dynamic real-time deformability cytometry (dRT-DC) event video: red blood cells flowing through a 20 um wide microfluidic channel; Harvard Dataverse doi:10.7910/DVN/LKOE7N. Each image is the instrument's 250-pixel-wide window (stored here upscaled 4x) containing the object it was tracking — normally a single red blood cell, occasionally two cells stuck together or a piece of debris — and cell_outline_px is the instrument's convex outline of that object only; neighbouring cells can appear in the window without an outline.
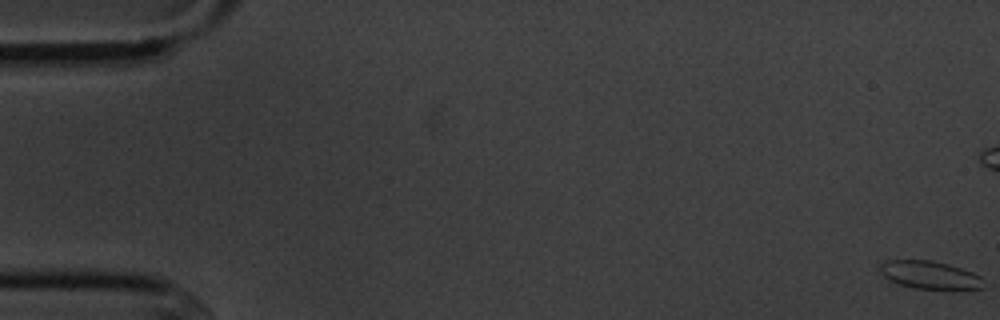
{"species": "common noctule bat (a hibernating species)", "species_latin": "Nyctalus noctula", "temperature_condition": "cold", "stored_images_in_passage": 7, "camera_frame_rate_fps": 3000, "um_per_image_px": 0.085, "animal": {"sex": "male", "body_mass_g": 20.1, "forearm_length_mm": 53.5}, "frame": {"image": 1, "passage_image": 1, "time_ms": 0.0, "image_size_px": [1000, 320], "cell_outline_px": [[984, 288], [952, 292], [916, 288], [900, 284], [884, 276], [880, 272], [880, 264], [888, 260], [932, 260], [948, 264], [972, 272], [980, 276]], "centroid_in_image_um": [79.11, 23.42], "position_along_channel_um": 5.9, "area_um2": 17.28}}
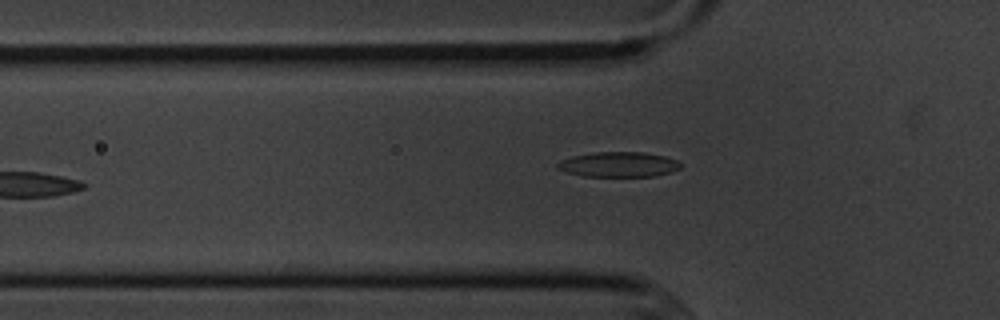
{"frame": {"image": 2, "passage_image": 7, "time_ms": 7.333, "image_size_px": [1000, 320], "cell_outline_px": [[680, 168], [672, 172], [656, 176], [584, 176], [568, 172], [556, 168], [556, 164], [560, 160], [572, 156], [596, 152], [644, 152], [664, 156], [676, 160], [680, 164]], "centroid_in_image_um": [52.58, 13.98], "position_along_channel_um": 73.2, "area_um2": 17.92}}